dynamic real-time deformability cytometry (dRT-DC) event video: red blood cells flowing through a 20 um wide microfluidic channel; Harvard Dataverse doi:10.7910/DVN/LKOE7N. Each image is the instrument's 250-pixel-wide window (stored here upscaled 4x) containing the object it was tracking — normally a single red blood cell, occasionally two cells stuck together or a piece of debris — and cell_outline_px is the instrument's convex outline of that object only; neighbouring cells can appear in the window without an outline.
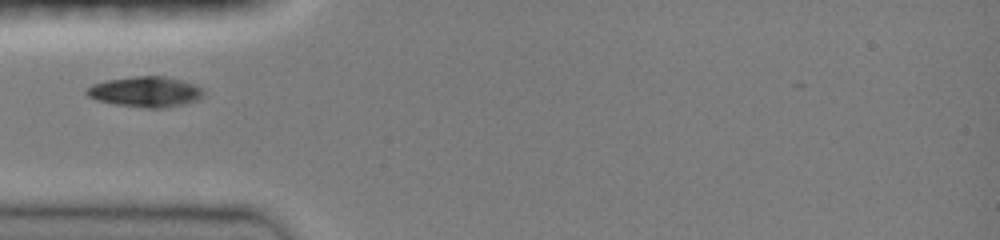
{"species": "common noctule bat (a hibernating species)", "species_latin": "Nyctalus noctula", "temperature_condition": "room temperature", "stored_images_in_passage": 42, "camera_frame_rate_fps": 3000, "um_per_image_px": 0.085, "animal": {"sex": "female", "body_mass_g": 19.0, "forearm_length_mm": 51.5}, "frame": {"image": 1, "passage_image": 1, "time_ms": 0.0, "image_size_px": [1000, 240], "cell_outline_px": [[204, 96], [200, 100], [184, 104], [164, 108], [144, 108], [116, 104], [96, 100], [88, 96], [84, 92], [92, 84], [108, 80], [136, 76], [164, 76], [180, 80], [204, 88]], "centroid_in_image_um": [12.4, 7.81], "position_along_channel_um": 72.6, "area_um2": 20.81}}
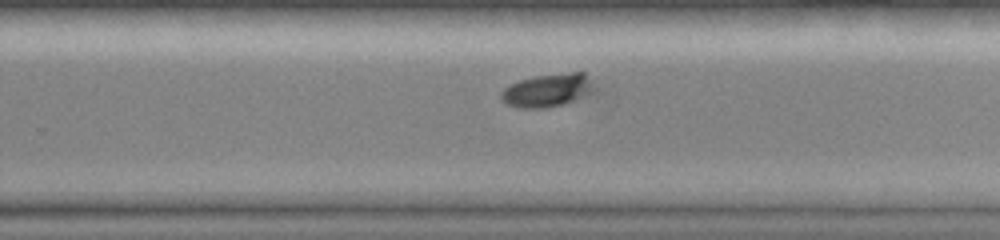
{"frame": {"image": 2, "passage_image": 22, "time_ms": 5.333, "image_size_px": [1000, 240], "cell_outline_px": [[596, 92], [588, 96], [564, 104], [548, 108], [520, 108], [504, 104], [500, 100], [500, 92], [504, 88], [520, 80], [536, 76], [572, 72], [584, 72], [596, 88]], "centroid_in_image_um": [46.56, 7.7], "position_along_channel_um": 283.2, "area_um2": 18.32}}
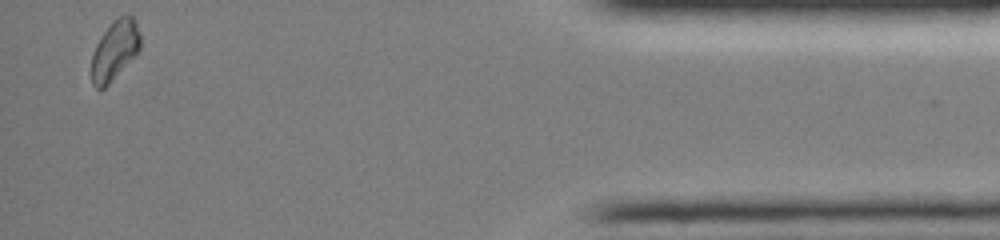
{"frame": {"image": 3, "passage_image": 42, "time_ms": 10.333, "image_size_px": [1000, 240], "cell_outline_px": [[140, 52], [104, 88], [96, 88], [92, 84], [92, 52], [96, 44], [112, 20], [116, 16], [132, 16], [136, 20], [140, 32]], "centroid_in_image_um": [9.78, 4.25], "position_along_channel_um": 425.4, "area_um2": 17.05}}